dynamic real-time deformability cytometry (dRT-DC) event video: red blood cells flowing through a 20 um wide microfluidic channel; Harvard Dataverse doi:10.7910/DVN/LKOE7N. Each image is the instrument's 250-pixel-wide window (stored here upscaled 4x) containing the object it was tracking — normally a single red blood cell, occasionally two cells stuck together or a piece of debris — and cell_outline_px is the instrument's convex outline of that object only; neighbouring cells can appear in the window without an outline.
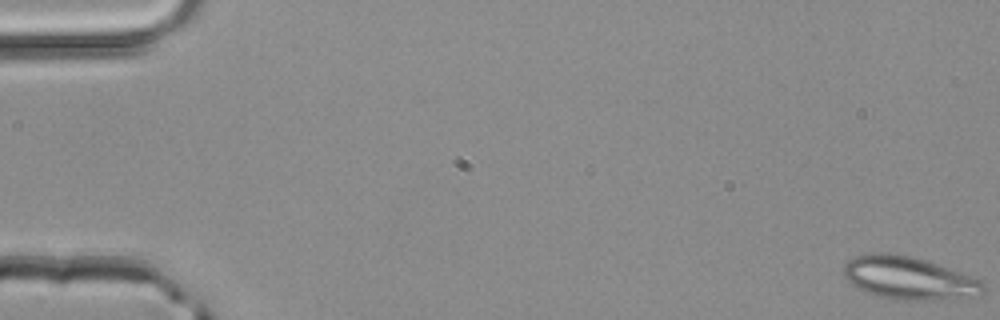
{"species": "common noctule bat (a hibernating species)", "species_latin": "Nyctalus noctula", "temperature_condition": "room temperature", "stored_images_in_passage": 51, "camera_frame_rate_fps": 3000, "um_per_image_px": 0.085, "animal": {"sex": "male", "body_mass_g": 20.4}, "frame": {"image": 1, "passage_image": 1, "time_ms": 0.0, "image_size_px": [1000, 320], "cell_outline_px": [[984, 292], [972, 296], [936, 300], [900, 300], [880, 296], [868, 292], [852, 284], [844, 276], [844, 264], [848, 260], [856, 256], [872, 252], [896, 252], [924, 260], [936, 264], [980, 280], [984, 284]], "centroid_in_image_um": [77.21, 23.62], "position_along_channel_um": 7.8, "area_um2": 34.39}}
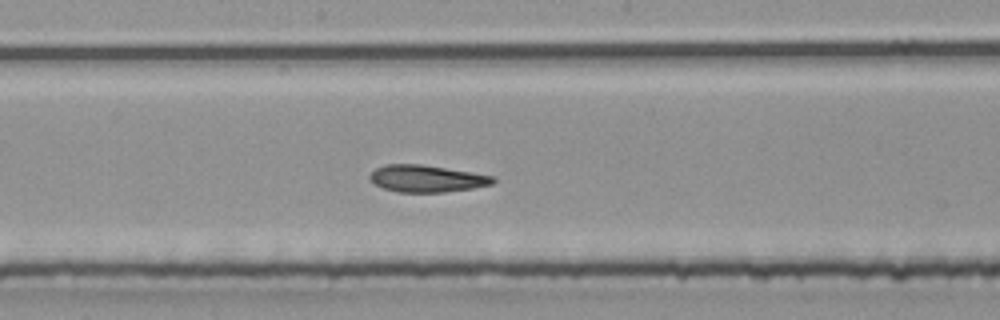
{"frame": {"image": 2, "passage_image": 28, "time_ms": 9.0, "image_size_px": [1000, 320], "cell_outline_px": [[496, 180], [492, 184], [472, 188], [444, 192], [396, 192], [372, 184], [368, 180], [368, 176], [376, 168], [384, 164], [420, 164], [496, 176]], "centroid_in_image_um": [36.22, 15.18], "position_along_channel_um": 212.0, "area_um2": 19.48}}
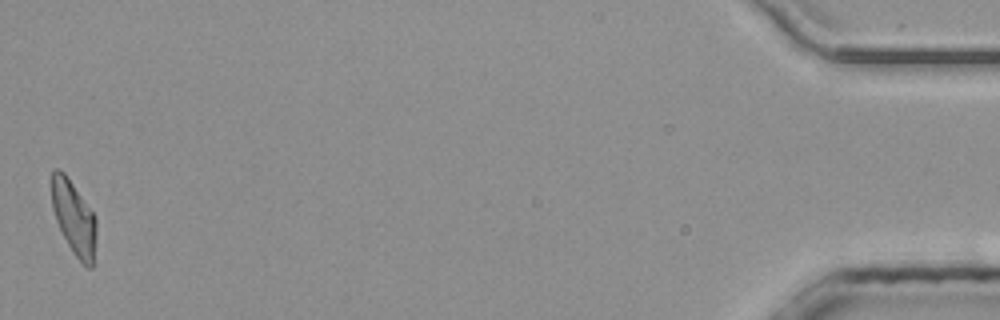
{"frame": {"image": 3, "passage_image": 51, "time_ms": 16.667, "image_size_px": [1000, 320], "cell_outline_px": [[96, 240], [92, 268], [88, 268], [72, 252], [56, 220], [52, 208], [52, 172], [56, 168], [64, 172], [96, 216]], "centroid_in_image_um": [6.3, 18.52], "position_along_channel_um": 428.9, "area_um2": 19.02}, "authors_computed_cell_mechanics": {"area_um2": 19.9988, "velocity_mm_per_s": 4.1283, "shape_relaxation_time_tau1_ms": null, "shape_relaxation_time_tau2_ms": 3.574, "deformation_change_tau1": null, "deformation_change_tau2": 0.1176}}